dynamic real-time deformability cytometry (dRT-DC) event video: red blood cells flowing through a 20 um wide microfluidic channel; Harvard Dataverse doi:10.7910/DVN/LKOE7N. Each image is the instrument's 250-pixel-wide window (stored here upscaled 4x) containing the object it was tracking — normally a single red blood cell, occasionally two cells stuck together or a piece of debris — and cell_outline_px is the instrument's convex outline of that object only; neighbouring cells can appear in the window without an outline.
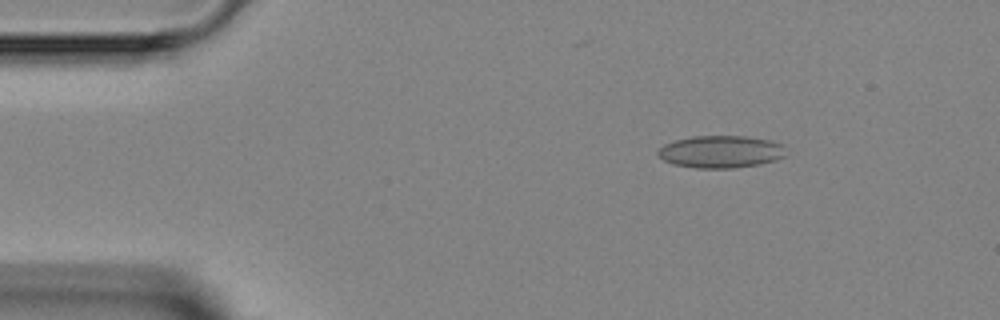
{"species": "Egyptian fruit bat (a non-hibernating species)", "species_latin": "Rousettus aegyptiacus", "temperature_condition": "room temperature", "stored_images_in_passage": 4, "camera_frame_rate_fps": 3000, "um_per_image_px": 0.085, "animal": {"sex": "female"}, "frame": {"image": 1, "passage_image": 2, "time_ms": 1.333, "image_size_px": [1000, 320], "cell_outline_px": [[784, 156], [776, 160], [756, 164], [732, 168], [696, 168], [672, 164], [656, 156], [656, 152], [664, 144], [676, 140], [692, 136], [744, 136], [768, 140], [784, 144]], "centroid_in_image_um": [61.22, 12.89], "position_along_channel_um": 23.8, "area_um2": 24.04}}
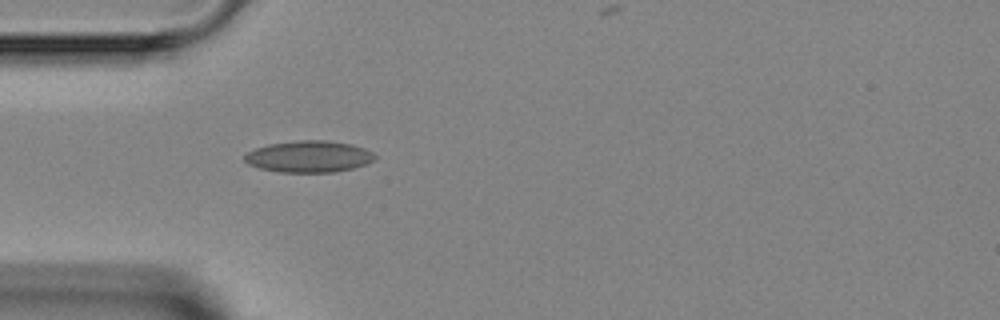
{"frame": {"image": 2, "passage_image": 4, "time_ms": 3.667, "image_size_px": [1000, 320], "cell_outline_px": [[376, 156], [372, 160], [364, 164], [352, 168], [336, 172], [280, 172], [260, 168], [248, 164], [244, 160], [244, 156], [248, 152], [256, 148], [268, 144], [296, 140], [324, 140], [352, 144], [364, 148], [372, 152]], "centroid_in_image_um": [26.23, 13.3], "position_along_channel_um": 58.8, "area_um2": 23.87}}